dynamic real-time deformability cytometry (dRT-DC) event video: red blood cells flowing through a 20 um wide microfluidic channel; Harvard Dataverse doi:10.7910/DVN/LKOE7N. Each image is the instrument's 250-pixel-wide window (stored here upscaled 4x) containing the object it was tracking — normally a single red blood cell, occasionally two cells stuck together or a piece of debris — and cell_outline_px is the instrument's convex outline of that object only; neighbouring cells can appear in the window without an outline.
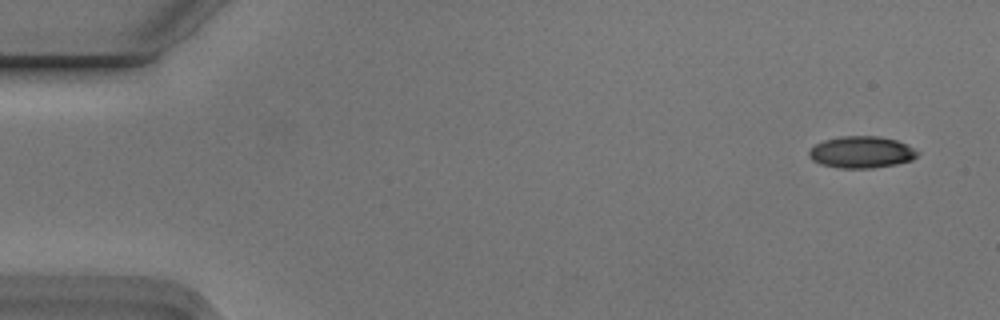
{"species": "Egyptian fruit bat (a non-hibernating species)", "species_latin": "Rousettus aegyptiacus", "temperature_condition": "cold", "stored_images_in_passage": 5, "camera_frame_rate_fps": 3000, "um_per_image_px": 0.085, "animal": {"sex": "male"}, "frame": {"image": 1, "passage_image": 1, "time_ms": 0.0, "image_size_px": [1000, 320], "cell_outline_px": [[920, 152], [912, 160], [896, 164], [872, 168], [840, 168], [820, 164], [812, 160], [808, 156], [808, 152], [816, 144], [824, 140], [840, 136], [880, 136], [896, 140]], "centroid_in_image_um": [73.2, 12.93], "position_along_channel_um": 11.8, "area_um2": 20.0}}